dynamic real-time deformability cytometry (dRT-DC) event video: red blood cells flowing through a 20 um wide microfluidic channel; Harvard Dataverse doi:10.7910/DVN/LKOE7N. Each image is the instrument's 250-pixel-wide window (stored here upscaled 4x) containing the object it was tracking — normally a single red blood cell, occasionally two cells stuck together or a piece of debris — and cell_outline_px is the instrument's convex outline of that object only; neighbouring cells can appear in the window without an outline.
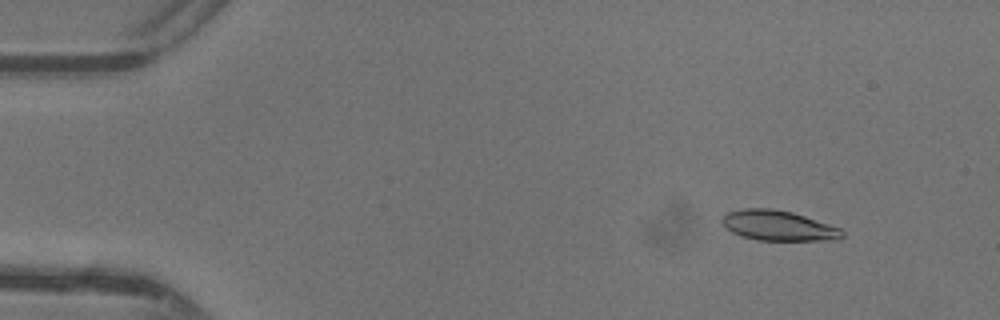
{"species": "common noctule bat (a hibernating species)", "species_latin": "Nyctalus noctula", "temperature_condition": "warm", "stored_images_in_passage": 43, "camera_frame_rate_fps": 3000, "um_per_image_px": 0.085, "animal": {"sex": "female"}, "frame": {"image": 1, "passage_image": 1, "time_ms": 0.0, "image_size_px": [1000, 320], "cell_outline_px": [[844, 236], [836, 240], [756, 240], [740, 236], [724, 228], [720, 220], [728, 212], [744, 208], [772, 208], [792, 212], [840, 228], [844, 232]], "centroid_in_image_um": [66.12, 19.18], "position_along_channel_um": 18.9, "area_um2": 21.15}}
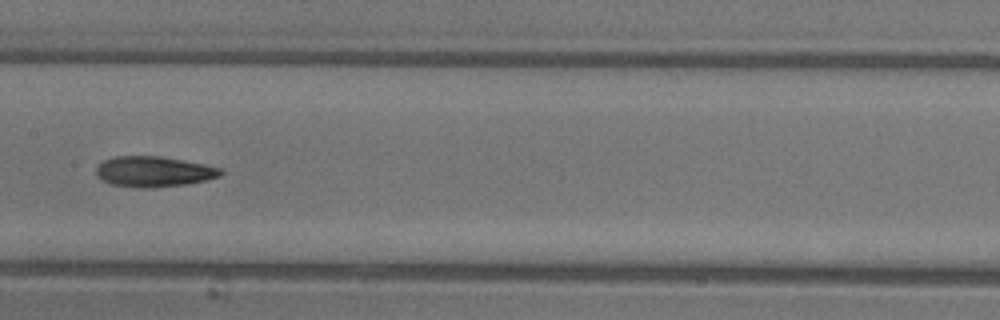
{"frame": {"image": 2, "passage_image": 20, "time_ms": 6.333, "image_size_px": [1000, 320], "cell_outline_px": [[224, 172], [220, 176], [188, 184], [152, 188], [136, 188], [112, 184], [96, 176], [96, 168], [104, 160], [116, 156], [160, 156], [204, 164], [220, 168]], "centroid_in_image_um": [13.07, 14.59], "position_along_channel_um": 194.3, "area_um2": 22.08}}
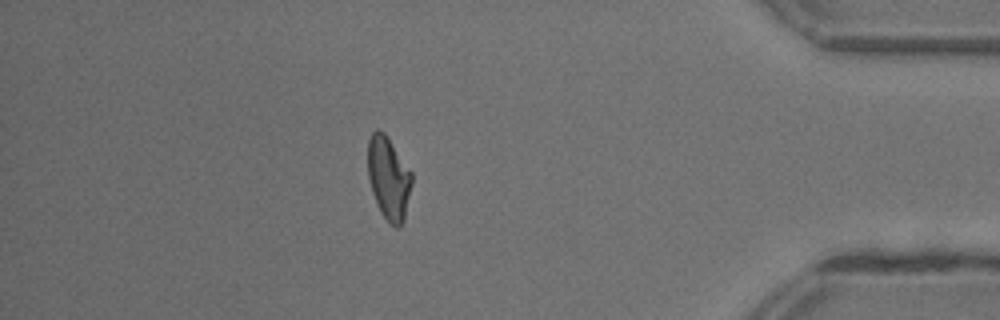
{"frame": {"image": 3, "passage_image": 37, "time_ms": 12.0, "image_size_px": [1000, 320], "cell_outline_px": [[412, 184], [404, 220], [396, 228], [380, 212], [372, 192], [368, 176], [368, 140], [372, 132], [376, 128], [380, 128], [384, 132], [412, 172]], "centroid_in_image_um": [33.03, 15.1], "position_along_channel_um": 402.2, "area_um2": 21.15}, "authors_computed_cell_mechanics": {"area_um2": 21.5594, "velocity_mm_per_s": 4.4163, "shape_relaxation_time_tau1_ms": 8.0366, "shape_relaxation_time_tau2_ms": 6.9833, "deformation_change_tau1": 0.2307, "deformation_change_tau2": 0.1847}}